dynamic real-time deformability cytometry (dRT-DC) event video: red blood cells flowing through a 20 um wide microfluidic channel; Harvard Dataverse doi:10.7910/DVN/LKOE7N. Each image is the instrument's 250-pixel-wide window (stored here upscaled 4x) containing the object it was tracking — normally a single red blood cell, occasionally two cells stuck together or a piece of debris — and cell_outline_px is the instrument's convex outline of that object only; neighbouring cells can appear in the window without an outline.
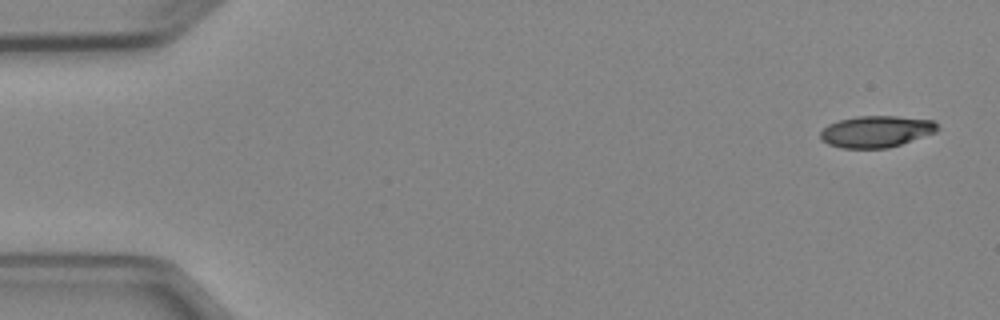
{"species": "Egyptian fruit bat (a non-hibernating species)", "species_latin": "Rousettus aegyptiacus", "temperature_condition": "cold", "stored_images_in_passage": 6, "camera_frame_rate_fps": 3000, "um_per_image_px": 0.085, "animal": {"sex": "female"}, "frame": {"image": 1, "passage_image": 1, "time_ms": 0.0, "image_size_px": [1000, 320], "cell_outline_px": [[940, 128], [936, 132], [888, 148], [840, 148], [828, 144], [820, 140], [820, 132], [828, 124], [840, 120], [856, 116], [896, 116], [932, 120]], "centroid_in_image_um": [74.45, 11.18], "position_along_channel_um": 10.6, "area_um2": 21.5}}
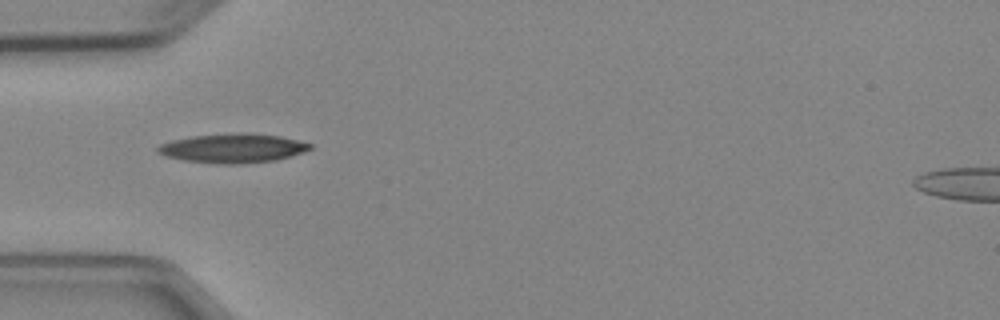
{"frame": {"image": 2, "passage_image": 5, "time_ms": 4.667, "image_size_px": [1000, 320], "cell_outline_px": [[312, 148], [304, 152], [276, 160], [240, 164], [220, 164], [184, 160], [164, 156], [156, 152], [156, 148], [160, 144], [172, 140], [192, 136], [244, 132], [280, 136], [312, 144]], "centroid_in_image_um": [19.77, 12.6], "position_along_channel_um": 65.2, "area_um2": 25.89}}